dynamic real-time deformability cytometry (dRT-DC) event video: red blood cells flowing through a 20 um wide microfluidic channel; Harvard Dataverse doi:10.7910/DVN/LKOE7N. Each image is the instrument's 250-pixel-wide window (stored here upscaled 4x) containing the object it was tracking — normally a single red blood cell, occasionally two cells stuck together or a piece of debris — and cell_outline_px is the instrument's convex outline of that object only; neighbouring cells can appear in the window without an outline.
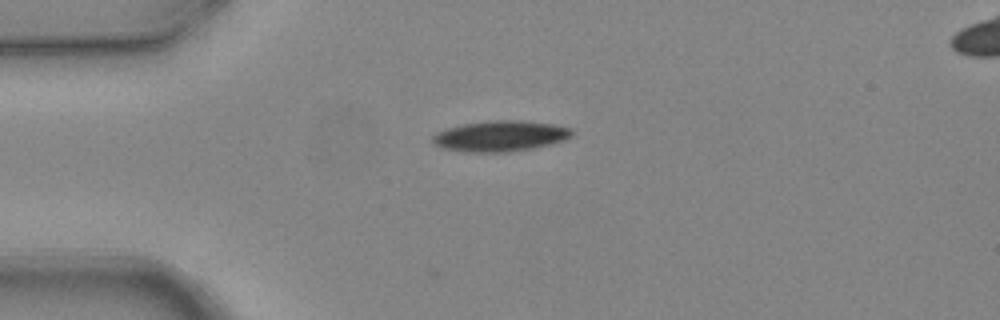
{"species": "common noctule bat (a hibernating species)", "species_latin": "Nyctalus noctula", "temperature_condition": "warm", "stored_images_in_passage": 6, "camera_frame_rate_fps": 3000, "um_per_image_px": 0.085, "animal": {"sex": "female", "body_mass_g": 24.6, "forearm_length_mm": 56.2}, "frame": {"image": 1, "passage_image": 3, "time_ms": 0.667, "image_size_px": [1000, 320], "cell_outline_px": [[572, 136], [564, 140], [532, 148], [508, 152], [464, 152], [444, 148], [436, 144], [432, 140], [432, 136], [436, 132], [448, 128], [464, 124], [488, 120], [520, 120], [552, 124], [572, 128]], "centroid_in_image_um": [42.52, 11.56], "position_along_channel_um": 42.5, "area_um2": 24.8}}